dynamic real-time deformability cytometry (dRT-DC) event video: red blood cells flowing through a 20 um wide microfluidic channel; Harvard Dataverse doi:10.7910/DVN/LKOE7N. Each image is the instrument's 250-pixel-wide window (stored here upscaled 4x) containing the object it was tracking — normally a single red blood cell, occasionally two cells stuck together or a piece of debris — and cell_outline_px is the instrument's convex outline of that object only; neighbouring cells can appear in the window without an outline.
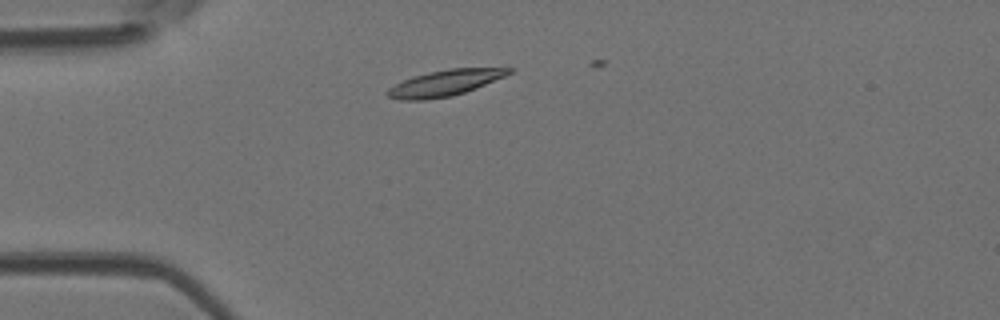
{"species": "Egyptian fruit bat (a non-hibernating species)", "species_latin": "Rousettus aegyptiacus", "temperature_condition": "room temperature", "stored_images_in_passage": 3, "camera_frame_rate_fps": 3000, "um_per_image_px": 0.085, "animal": {"sex": "female"}, "frame": {"image": 1, "passage_image": 2, "time_ms": 0.333, "image_size_px": [1000, 320], "cell_outline_px": [[516, 68], [512, 72], [504, 76], [476, 88], [452, 96], [424, 100], [400, 100], [388, 96], [384, 92], [388, 88], [412, 76], [428, 72], [448, 68]], "centroid_in_image_um": [37.79, 7.05], "position_along_channel_um": 47.2, "area_um2": 18.32}}